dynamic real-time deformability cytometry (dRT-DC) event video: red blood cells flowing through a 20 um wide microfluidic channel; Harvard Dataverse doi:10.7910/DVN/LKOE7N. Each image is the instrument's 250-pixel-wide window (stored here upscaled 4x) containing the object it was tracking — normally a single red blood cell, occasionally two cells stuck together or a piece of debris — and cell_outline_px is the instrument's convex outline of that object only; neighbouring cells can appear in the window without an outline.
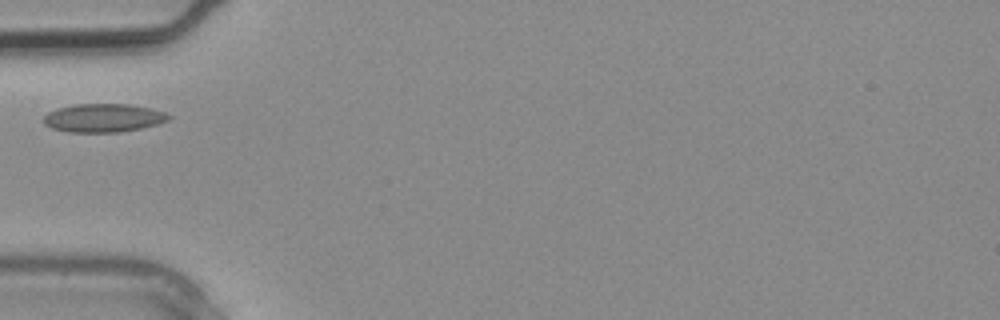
{"species": "common noctule bat (a hibernating species)", "species_latin": "Nyctalus noctula", "temperature_condition": "warm", "stored_images_in_passage": 2, "camera_frame_rate_fps": 3000, "um_per_image_px": 0.085, "animal": {"sex": "male", "body_mass_g": 20.4}, "frame": {"image": 1, "passage_image": 2, "time_ms": 0.333, "image_size_px": [1000, 320], "cell_outline_px": [[172, 116], [168, 120], [156, 124], [140, 128], [120, 132], [68, 132], [52, 128], [44, 124], [44, 116], [48, 112], [56, 108], [76, 104], [128, 104], [148, 108], [164, 112]], "centroid_in_image_um": [8.75, 10.02], "position_along_channel_um": 76.2, "area_um2": 20.58}}